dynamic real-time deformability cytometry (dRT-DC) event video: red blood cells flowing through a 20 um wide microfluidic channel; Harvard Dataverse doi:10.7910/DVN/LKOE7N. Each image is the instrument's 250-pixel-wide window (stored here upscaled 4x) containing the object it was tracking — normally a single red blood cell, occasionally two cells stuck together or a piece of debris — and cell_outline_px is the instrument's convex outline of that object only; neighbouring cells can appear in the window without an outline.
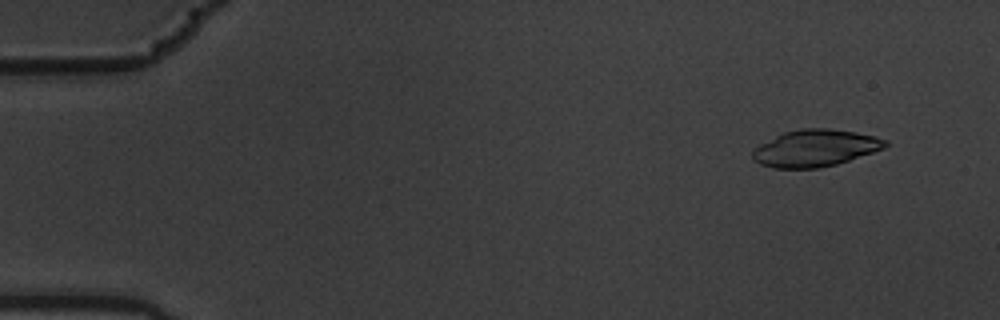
{"species": "common noctule bat (a hibernating species)", "species_latin": "Nyctalus noctula", "temperature_condition": "warm", "stored_images_in_passage": 5, "camera_frame_rate_fps": 3000, "um_per_image_px": 0.085, "animal": {"sex": "male", "body_mass_g": 19.5, "forearm_length_mm": 54.6}, "frame": {"image": 1, "passage_image": 2, "time_ms": 0.333, "image_size_px": [1000, 320], "cell_outline_px": [[888, 144], [884, 148], [836, 164], [820, 168], [772, 168], [760, 164], [752, 160], [752, 152], [760, 144], [784, 132], [800, 128], [828, 128], [856, 132], [876, 136], [888, 140]], "centroid_in_image_um": [69.29, 12.59], "position_along_channel_um": 15.7, "area_um2": 28.5}}
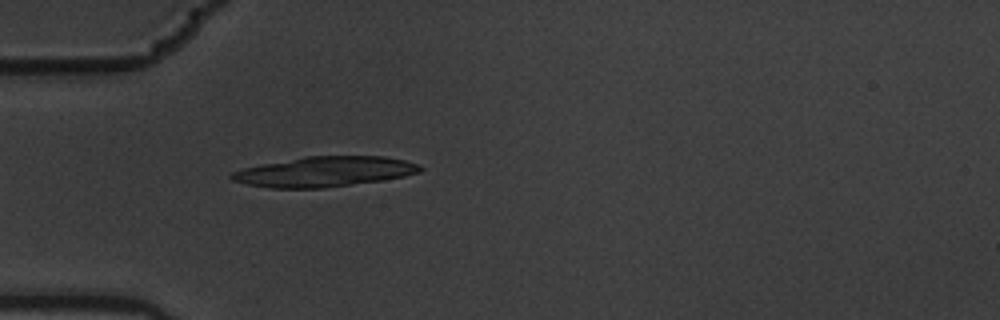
{"frame": {"image": 2, "passage_image": 5, "time_ms": 1.333, "image_size_px": [1000, 320], "cell_outline_px": [[424, 168], [420, 172], [404, 176], [380, 180], [324, 188], [272, 188], [248, 184], [232, 180], [228, 176], [232, 172], [244, 168], [260, 164], [304, 156], [384, 156], [404, 160], [420, 164]], "centroid_in_image_um": [27.58, 14.58], "position_along_channel_um": 57.4, "area_um2": 33.06}}